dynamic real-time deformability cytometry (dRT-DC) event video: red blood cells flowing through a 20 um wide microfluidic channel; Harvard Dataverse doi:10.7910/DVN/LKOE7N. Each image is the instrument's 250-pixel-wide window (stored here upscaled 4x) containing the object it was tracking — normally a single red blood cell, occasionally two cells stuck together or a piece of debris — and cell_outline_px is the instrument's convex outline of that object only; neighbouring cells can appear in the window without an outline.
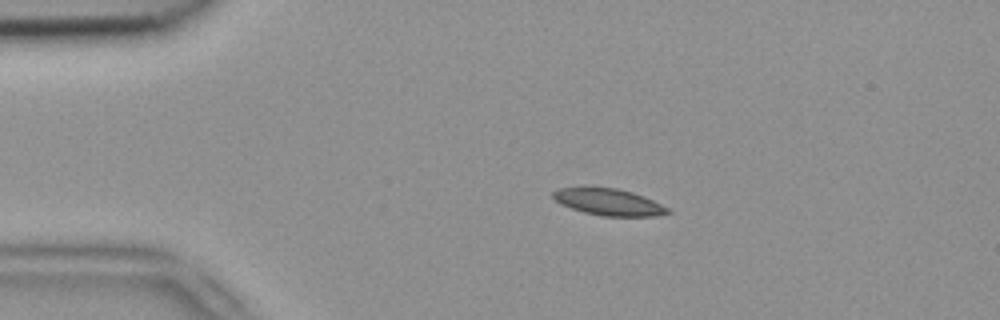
{"species": "common noctule bat (a hibernating species)", "species_latin": "Nyctalus noctula", "temperature_condition": "room temperature", "stored_images_in_passage": 25, "camera_frame_rate_fps": 3000, "um_per_image_px": 0.085, "animal": {"sex": "female", "body_mass_g": 18.4}, "frame": {"image": 1, "passage_image": 1, "time_ms": 0.0, "image_size_px": [1000, 320], "cell_outline_px": [[672, 212], [656, 216], [600, 216], [584, 212], [560, 204], [552, 196], [552, 192], [560, 188], [616, 188], [632, 192], [644, 196], [668, 208]], "centroid_in_image_um": [51.75, 17.19], "position_along_channel_um": 33.2, "area_um2": 17.57}}
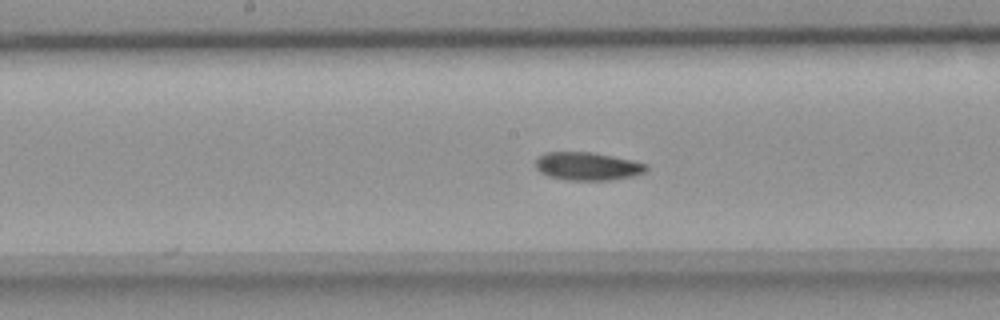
{"frame": {"image": 2, "passage_image": 17, "time_ms": 5.333, "image_size_px": [1000, 320], "cell_outline_px": [[648, 172], [632, 176], [608, 180], [568, 180], [548, 176], [540, 172], [536, 168], [536, 160], [544, 152], [592, 152], [632, 160], [648, 164]], "centroid_in_image_um": [49.96, 14.13], "position_along_channel_um": 198.2, "area_um2": 18.15}}
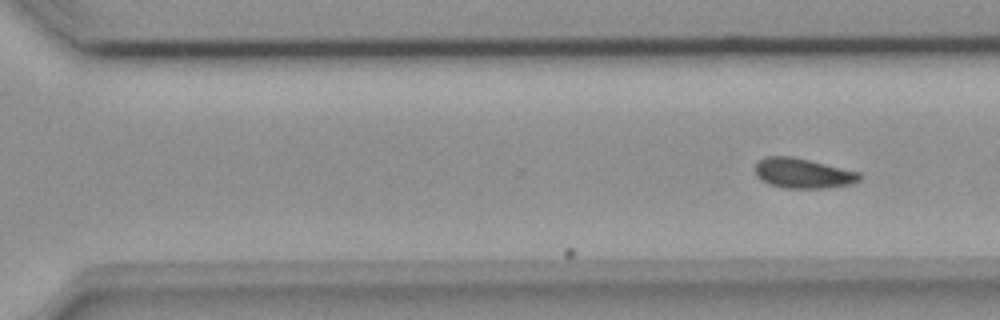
{"frame": {"image": 3, "passage_image": 25, "time_ms": 8.0, "image_size_px": [1000, 320], "cell_outline_px": [[864, 176], [860, 180], [852, 184], [824, 188], [784, 188], [768, 184], [760, 180], [756, 176], [756, 160], [764, 156], [792, 156], [860, 172]], "centroid_in_image_um": [68.24, 14.72], "position_along_channel_um": 302.4, "area_um2": 18.5}}